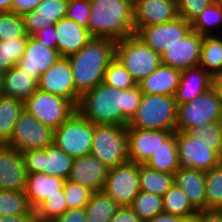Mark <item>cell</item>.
<instances>
[{
  "label": "cell",
  "mask_w": 222,
  "mask_h": 222,
  "mask_svg": "<svg viewBox=\"0 0 222 222\" xmlns=\"http://www.w3.org/2000/svg\"><path fill=\"white\" fill-rule=\"evenodd\" d=\"M142 95L138 84L121 90L102 82L83 93L76 108L93 124L127 126L140 105Z\"/></svg>",
  "instance_id": "6da1fadb"
},
{
  "label": "cell",
  "mask_w": 222,
  "mask_h": 222,
  "mask_svg": "<svg viewBox=\"0 0 222 222\" xmlns=\"http://www.w3.org/2000/svg\"><path fill=\"white\" fill-rule=\"evenodd\" d=\"M115 44L112 39L92 38L77 53L68 56L80 95L103 82L107 65L115 58Z\"/></svg>",
  "instance_id": "7a4b0ae2"
},
{
  "label": "cell",
  "mask_w": 222,
  "mask_h": 222,
  "mask_svg": "<svg viewBox=\"0 0 222 222\" xmlns=\"http://www.w3.org/2000/svg\"><path fill=\"white\" fill-rule=\"evenodd\" d=\"M88 31L113 41L135 35L133 8L122 0H90Z\"/></svg>",
  "instance_id": "3957f363"
},
{
  "label": "cell",
  "mask_w": 222,
  "mask_h": 222,
  "mask_svg": "<svg viewBox=\"0 0 222 222\" xmlns=\"http://www.w3.org/2000/svg\"><path fill=\"white\" fill-rule=\"evenodd\" d=\"M175 96L143 94L140 105L127 128L176 131Z\"/></svg>",
  "instance_id": "277c9868"
},
{
  "label": "cell",
  "mask_w": 222,
  "mask_h": 222,
  "mask_svg": "<svg viewBox=\"0 0 222 222\" xmlns=\"http://www.w3.org/2000/svg\"><path fill=\"white\" fill-rule=\"evenodd\" d=\"M115 58L138 84L161 64V57L136 35L116 41Z\"/></svg>",
  "instance_id": "5b68a950"
},
{
  "label": "cell",
  "mask_w": 222,
  "mask_h": 222,
  "mask_svg": "<svg viewBox=\"0 0 222 222\" xmlns=\"http://www.w3.org/2000/svg\"><path fill=\"white\" fill-rule=\"evenodd\" d=\"M90 154L109 169L128 162L127 126L93 124Z\"/></svg>",
  "instance_id": "8992f818"
},
{
  "label": "cell",
  "mask_w": 222,
  "mask_h": 222,
  "mask_svg": "<svg viewBox=\"0 0 222 222\" xmlns=\"http://www.w3.org/2000/svg\"><path fill=\"white\" fill-rule=\"evenodd\" d=\"M222 102L210 88L187 104L177 105L176 131H189L220 122Z\"/></svg>",
  "instance_id": "52a82bcc"
},
{
  "label": "cell",
  "mask_w": 222,
  "mask_h": 222,
  "mask_svg": "<svg viewBox=\"0 0 222 222\" xmlns=\"http://www.w3.org/2000/svg\"><path fill=\"white\" fill-rule=\"evenodd\" d=\"M93 140V123L83 117L77 110L54 129L53 144L72 158L91 153Z\"/></svg>",
  "instance_id": "ba28073f"
},
{
  "label": "cell",
  "mask_w": 222,
  "mask_h": 222,
  "mask_svg": "<svg viewBox=\"0 0 222 222\" xmlns=\"http://www.w3.org/2000/svg\"><path fill=\"white\" fill-rule=\"evenodd\" d=\"M24 109L42 124L58 128L77 110L76 106L64 97L39 89L24 102Z\"/></svg>",
  "instance_id": "9c48e42d"
},
{
  "label": "cell",
  "mask_w": 222,
  "mask_h": 222,
  "mask_svg": "<svg viewBox=\"0 0 222 222\" xmlns=\"http://www.w3.org/2000/svg\"><path fill=\"white\" fill-rule=\"evenodd\" d=\"M54 129L42 124L27 110L16 121L13 134L6 145L20 153L31 149H45L53 145Z\"/></svg>",
  "instance_id": "30bf717a"
},
{
  "label": "cell",
  "mask_w": 222,
  "mask_h": 222,
  "mask_svg": "<svg viewBox=\"0 0 222 222\" xmlns=\"http://www.w3.org/2000/svg\"><path fill=\"white\" fill-rule=\"evenodd\" d=\"M102 191L120 207L130 206L140 192L139 164L128 161L110 168Z\"/></svg>",
  "instance_id": "8fae6325"
},
{
  "label": "cell",
  "mask_w": 222,
  "mask_h": 222,
  "mask_svg": "<svg viewBox=\"0 0 222 222\" xmlns=\"http://www.w3.org/2000/svg\"><path fill=\"white\" fill-rule=\"evenodd\" d=\"M28 174L45 173L68 179L74 158L54 144L45 149H31L22 152Z\"/></svg>",
  "instance_id": "7c38bea8"
},
{
  "label": "cell",
  "mask_w": 222,
  "mask_h": 222,
  "mask_svg": "<svg viewBox=\"0 0 222 222\" xmlns=\"http://www.w3.org/2000/svg\"><path fill=\"white\" fill-rule=\"evenodd\" d=\"M176 140L181 168L209 171L222 162L215 151L187 131H176Z\"/></svg>",
  "instance_id": "4fadbf2b"
},
{
  "label": "cell",
  "mask_w": 222,
  "mask_h": 222,
  "mask_svg": "<svg viewBox=\"0 0 222 222\" xmlns=\"http://www.w3.org/2000/svg\"><path fill=\"white\" fill-rule=\"evenodd\" d=\"M192 30L191 24L183 18L152 26H140L135 35L157 54L161 55L166 47L179 42Z\"/></svg>",
  "instance_id": "5bb4252c"
},
{
  "label": "cell",
  "mask_w": 222,
  "mask_h": 222,
  "mask_svg": "<svg viewBox=\"0 0 222 222\" xmlns=\"http://www.w3.org/2000/svg\"><path fill=\"white\" fill-rule=\"evenodd\" d=\"M38 89L64 97L77 107L81 95L76 91L68 57H60L47 71L41 74Z\"/></svg>",
  "instance_id": "9a60e30c"
},
{
  "label": "cell",
  "mask_w": 222,
  "mask_h": 222,
  "mask_svg": "<svg viewBox=\"0 0 222 222\" xmlns=\"http://www.w3.org/2000/svg\"><path fill=\"white\" fill-rule=\"evenodd\" d=\"M203 36L191 30L179 42L166 47L161 64L183 71L199 65Z\"/></svg>",
  "instance_id": "2e32d148"
},
{
  "label": "cell",
  "mask_w": 222,
  "mask_h": 222,
  "mask_svg": "<svg viewBox=\"0 0 222 222\" xmlns=\"http://www.w3.org/2000/svg\"><path fill=\"white\" fill-rule=\"evenodd\" d=\"M174 132L127 128L128 161L145 164L146 161Z\"/></svg>",
  "instance_id": "e0dca14e"
},
{
  "label": "cell",
  "mask_w": 222,
  "mask_h": 222,
  "mask_svg": "<svg viewBox=\"0 0 222 222\" xmlns=\"http://www.w3.org/2000/svg\"><path fill=\"white\" fill-rule=\"evenodd\" d=\"M27 179L22 154L13 147L0 144V190H25Z\"/></svg>",
  "instance_id": "ac0fdd59"
},
{
  "label": "cell",
  "mask_w": 222,
  "mask_h": 222,
  "mask_svg": "<svg viewBox=\"0 0 222 222\" xmlns=\"http://www.w3.org/2000/svg\"><path fill=\"white\" fill-rule=\"evenodd\" d=\"M60 57L57 49L48 48L33 36H29L24 54L16 66L38 82L41 74L47 71Z\"/></svg>",
  "instance_id": "d6986e66"
},
{
  "label": "cell",
  "mask_w": 222,
  "mask_h": 222,
  "mask_svg": "<svg viewBox=\"0 0 222 222\" xmlns=\"http://www.w3.org/2000/svg\"><path fill=\"white\" fill-rule=\"evenodd\" d=\"M107 168L93 155L74 158L68 180L79 183L93 192L102 191L108 174Z\"/></svg>",
  "instance_id": "ffe728a7"
},
{
  "label": "cell",
  "mask_w": 222,
  "mask_h": 222,
  "mask_svg": "<svg viewBox=\"0 0 222 222\" xmlns=\"http://www.w3.org/2000/svg\"><path fill=\"white\" fill-rule=\"evenodd\" d=\"M68 0H41L36 9L22 16L26 34L33 36L42 28L54 25L66 17Z\"/></svg>",
  "instance_id": "44dd1931"
},
{
  "label": "cell",
  "mask_w": 222,
  "mask_h": 222,
  "mask_svg": "<svg viewBox=\"0 0 222 222\" xmlns=\"http://www.w3.org/2000/svg\"><path fill=\"white\" fill-rule=\"evenodd\" d=\"M134 11V24L152 26L175 20L178 17L177 0H140Z\"/></svg>",
  "instance_id": "7402d4cb"
},
{
  "label": "cell",
  "mask_w": 222,
  "mask_h": 222,
  "mask_svg": "<svg viewBox=\"0 0 222 222\" xmlns=\"http://www.w3.org/2000/svg\"><path fill=\"white\" fill-rule=\"evenodd\" d=\"M56 49L61 57L77 53L93 36L75 21L62 18L55 23Z\"/></svg>",
  "instance_id": "603a6c76"
},
{
  "label": "cell",
  "mask_w": 222,
  "mask_h": 222,
  "mask_svg": "<svg viewBox=\"0 0 222 222\" xmlns=\"http://www.w3.org/2000/svg\"><path fill=\"white\" fill-rule=\"evenodd\" d=\"M212 87V76L202 67L195 66L181 71L175 94L176 104H187Z\"/></svg>",
  "instance_id": "cb8c5ba5"
},
{
  "label": "cell",
  "mask_w": 222,
  "mask_h": 222,
  "mask_svg": "<svg viewBox=\"0 0 222 222\" xmlns=\"http://www.w3.org/2000/svg\"><path fill=\"white\" fill-rule=\"evenodd\" d=\"M181 71L160 64L149 76L138 83L143 94L175 96Z\"/></svg>",
  "instance_id": "d4e9b609"
},
{
  "label": "cell",
  "mask_w": 222,
  "mask_h": 222,
  "mask_svg": "<svg viewBox=\"0 0 222 222\" xmlns=\"http://www.w3.org/2000/svg\"><path fill=\"white\" fill-rule=\"evenodd\" d=\"M174 183L197 211L205 210V171L179 167L174 173Z\"/></svg>",
  "instance_id": "484cf974"
},
{
  "label": "cell",
  "mask_w": 222,
  "mask_h": 222,
  "mask_svg": "<svg viewBox=\"0 0 222 222\" xmlns=\"http://www.w3.org/2000/svg\"><path fill=\"white\" fill-rule=\"evenodd\" d=\"M65 179L45 173L28 174L25 194L30 206L35 209L46 197L60 194Z\"/></svg>",
  "instance_id": "4316f807"
},
{
  "label": "cell",
  "mask_w": 222,
  "mask_h": 222,
  "mask_svg": "<svg viewBox=\"0 0 222 222\" xmlns=\"http://www.w3.org/2000/svg\"><path fill=\"white\" fill-rule=\"evenodd\" d=\"M37 89L38 82L17 66L10 68L3 74L1 94L4 96L12 97L24 103Z\"/></svg>",
  "instance_id": "83f0119b"
},
{
  "label": "cell",
  "mask_w": 222,
  "mask_h": 222,
  "mask_svg": "<svg viewBox=\"0 0 222 222\" xmlns=\"http://www.w3.org/2000/svg\"><path fill=\"white\" fill-rule=\"evenodd\" d=\"M144 165L162 173H175L180 167L176 131L153 152Z\"/></svg>",
  "instance_id": "f1b7e54d"
},
{
  "label": "cell",
  "mask_w": 222,
  "mask_h": 222,
  "mask_svg": "<svg viewBox=\"0 0 222 222\" xmlns=\"http://www.w3.org/2000/svg\"><path fill=\"white\" fill-rule=\"evenodd\" d=\"M24 103L9 96L0 95V144H6L12 134Z\"/></svg>",
  "instance_id": "f546056e"
},
{
  "label": "cell",
  "mask_w": 222,
  "mask_h": 222,
  "mask_svg": "<svg viewBox=\"0 0 222 222\" xmlns=\"http://www.w3.org/2000/svg\"><path fill=\"white\" fill-rule=\"evenodd\" d=\"M199 66L211 76L222 73V35L203 36Z\"/></svg>",
  "instance_id": "4dcf8cb0"
},
{
  "label": "cell",
  "mask_w": 222,
  "mask_h": 222,
  "mask_svg": "<svg viewBox=\"0 0 222 222\" xmlns=\"http://www.w3.org/2000/svg\"><path fill=\"white\" fill-rule=\"evenodd\" d=\"M173 184L174 174L162 173L139 164L140 190L163 197Z\"/></svg>",
  "instance_id": "1f68e13d"
},
{
  "label": "cell",
  "mask_w": 222,
  "mask_h": 222,
  "mask_svg": "<svg viewBox=\"0 0 222 222\" xmlns=\"http://www.w3.org/2000/svg\"><path fill=\"white\" fill-rule=\"evenodd\" d=\"M119 207L103 191L93 192L84 208L87 222H109Z\"/></svg>",
  "instance_id": "d6a6232c"
},
{
  "label": "cell",
  "mask_w": 222,
  "mask_h": 222,
  "mask_svg": "<svg viewBox=\"0 0 222 222\" xmlns=\"http://www.w3.org/2000/svg\"><path fill=\"white\" fill-rule=\"evenodd\" d=\"M163 210L166 213L181 216L186 220H191L197 213L185 192L175 183L163 195Z\"/></svg>",
  "instance_id": "836d02e7"
},
{
  "label": "cell",
  "mask_w": 222,
  "mask_h": 222,
  "mask_svg": "<svg viewBox=\"0 0 222 222\" xmlns=\"http://www.w3.org/2000/svg\"><path fill=\"white\" fill-rule=\"evenodd\" d=\"M191 27L192 30L202 36L221 34L222 30L220 31V28H222V5L215 1L208 7L204 8L199 16L191 23ZM217 28L219 31H216L218 30Z\"/></svg>",
  "instance_id": "e575fe53"
},
{
  "label": "cell",
  "mask_w": 222,
  "mask_h": 222,
  "mask_svg": "<svg viewBox=\"0 0 222 222\" xmlns=\"http://www.w3.org/2000/svg\"><path fill=\"white\" fill-rule=\"evenodd\" d=\"M205 210H222V162L205 171Z\"/></svg>",
  "instance_id": "d590c367"
},
{
  "label": "cell",
  "mask_w": 222,
  "mask_h": 222,
  "mask_svg": "<svg viewBox=\"0 0 222 222\" xmlns=\"http://www.w3.org/2000/svg\"><path fill=\"white\" fill-rule=\"evenodd\" d=\"M129 207L145 222L164 212L163 197L140 190Z\"/></svg>",
  "instance_id": "8d00e7d4"
},
{
  "label": "cell",
  "mask_w": 222,
  "mask_h": 222,
  "mask_svg": "<svg viewBox=\"0 0 222 222\" xmlns=\"http://www.w3.org/2000/svg\"><path fill=\"white\" fill-rule=\"evenodd\" d=\"M32 209L25 190H0V216L27 214Z\"/></svg>",
  "instance_id": "74e56055"
},
{
  "label": "cell",
  "mask_w": 222,
  "mask_h": 222,
  "mask_svg": "<svg viewBox=\"0 0 222 222\" xmlns=\"http://www.w3.org/2000/svg\"><path fill=\"white\" fill-rule=\"evenodd\" d=\"M29 37L0 41V73H6L22 58Z\"/></svg>",
  "instance_id": "f35d334b"
},
{
  "label": "cell",
  "mask_w": 222,
  "mask_h": 222,
  "mask_svg": "<svg viewBox=\"0 0 222 222\" xmlns=\"http://www.w3.org/2000/svg\"><path fill=\"white\" fill-rule=\"evenodd\" d=\"M67 210L63 189L60 190V194H53L46 197L35 208L37 220L49 222H53Z\"/></svg>",
  "instance_id": "ab89813d"
},
{
  "label": "cell",
  "mask_w": 222,
  "mask_h": 222,
  "mask_svg": "<svg viewBox=\"0 0 222 222\" xmlns=\"http://www.w3.org/2000/svg\"><path fill=\"white\" fill-rule=\"evenodd\" d=\"M103 83L121 90L137 85L131 74L116 58L107 65Z\"/></svg>",
  "instance_id": "60d3db41"
},
{
  "label": "cell",
  "mask_w": 222,
  "mask_h": 222,
  "mask_svg": "<svg viewBox=\"0 0 222 222\" xmlns=\"http://www.w3.org/2000/svg\"><path fill=\"white\" fill-rule=\"evenodd\" d=\"M194 138L202 141L209 149L222 158V123H209L201 128L188 131Z\"/></svg>",
  "instance_id": "b9f144b4"
},
{
  "label": "cell",
  "mask_w": 222,
  "mask_h": 222,
  "mask_svg": "<svg viewBox=\"0 0 222 222\" xmlns=\"http://www.w3.org/2000/svg\"><path fill=\"white\" fill-rule=\"evenodd\" d=\"M17 37H29L26 34L22 16L14 12L0 13V41H9Z\"/></svg>",
  "instance_id": "7bdbcfd3"
},
{
  "label": "cell",
  "mask_w": 222,
  "mask_h": 222,
  "mask_svg": "<svg viewBox=\"0 0 222 222\" xmlns=\"http://www.w3.org/2000/svg\"><path fill=\"white\" fill-rule=\"evenodd\" d=\"M63 192L68 210L85 208L93 193L89 188L81 186L79 183L72 182L68 179L65 181Z\"/></svg>",
  "instance_id": "ee69618b"
},
{
  "label": "cell",
  "mask_w": 222,
  "mask_h": 222,
  "mask_svg": "<svg viewBox=\"0 0 222 222\" xmlns=\"http://www.w3.org/2000/svg\"><path fill=\"white\" fill-rule=\"evenodd\" d=\"M215 0H177L178 17L192 23L204 8L211 5Z\"/></svg>",
  "instance_id": "f6af8a7d"
},
{
  "label": "cell",
  "mask_w": 222,
  "mask_h": 222,
  "mask_svg": "<svg viewBox=\"0 0 222 222\" xmlns=\"http://www.w3.org/2000/svg\"><path fill=\"white\" fill-rule=\"evenodd\" d=\"M66 18L88 29L90 18V0H68Z\"/></svg>",
  "instance_id": "bcb514c9"
},
{
  "label": "cell",
  "mask_w": 222,
  "mask_h": 222,
  "mask_svg": "<svg viewBox=\"0 0 222 222\" xmlns=\"http://www.w3.org/2000/svg\"><path fill=\"white\" fill-rule=\"evenodd\" d=\"M42 45L48 48L56 49V33L55 24L48 28L40 29L36 34L33 35Z\"/></svg>",
  "instance_id": "7dc6e473"
},
{
  "label": "cell",
  "mask_w": 222,
  "mask_h": 222,
  "mask_svg": "<svg viewBox=\"0 0 222 222\" xmlns=\"http://www.w3.org/2000/svg\"><path fill=\"white\" fill-rule=\"evenodd\" d=\"M109 222H143L129 206L119 207Z\"/></svg>",
  "instance_id": "c3c4849f"
},
{
  "label": "cell",
  "mask_w": 222,
  "mask_h": 222,
  "mask_svg": "<svg viewBox=\"0 0 222 222\" xmlns=\"http://www.w3.org/2000/svg\"><path fill=\"white\" fill-rule=\"evenodd\" d=\"M53 222H87L84 208L69 209Z\"/></svg>",
  "instance_id": "681fc988"
},
{
  "label": "cell",
  "mask_w": 222,
  "mask_h": 222,
  "mask_svg": "<svg viewBox=\"0 0 222 222\" xmlns=\"http://www.w3.org/2000/svg\"><path fill=\"white\" fill-rule=\"evenodd\" d=\"M191 220L193 222H222V210H199Z\"/></svg>",
  "instance_id": "f907efd6"
},
{
  "label": "cell",
  "mask_w": 222,
  "mask_h": 222,
  "mask_svg": "<svg viewBox=\"0 0 222 222\" xmlns=\"http://www.w3.org/2000/svg\"><path fill=\"white\" fill-rule=\"evenodd\" d=\"M41 2V0H13L12 12L17 15L23 16L29 11L36 9V6Z\"/></svg>",
  "instance_id": "816d5d0a"
},
{
  "label": "cell",
  "mask_w": 222,
  "mask_h": 222,
  "mask_svg": "<svg viewBox=\"0 0 222 222\" xmlns=\"http://www.w3.org/2000/svg\"><path fill=\"white\" fill-rule=\"evenodd\" d=\"M36 212L32 209L27 214L15 215V216H0V222H35Z\"/></svg>",
  "instance_id": "f5cc1de1"
},
{
  "label": "cell",
  "mask_w": 222,
  "mask_h": 222,
  "mask_svg": "<svg viewBox=\"0 0 222 222\" xmlns=\"http://www.w3.org/2000/svg\"><path fill=\"white\" fill-rule=\"evenodd\" d=\"M186 221L187 220L181 216L163 212L145 222H186Z\"/></svg>",
  "instance_id": "db71d44e"
},
{
  "label": "cell",
  "mask_w": 222,
  "mask_h": 222,
  "mask_svg": "<svg viewBox=\"0 0 222 222\" xmlns=\"http://www.w3.org/2000/svg\"><path fill=\"white\" fill-rule=\"evenodd\" d=\"M218 98L222 102V73H218L214 76H212V87H211Z\"/></svg>",
  "instance_id": "11a10c76"
},
{
  "label": "cell",
  "mask_w": 222,
  "mask_h": 222,
  "mask_svg": "<svg viewBox=\"0 0 222 222\" xmlns=\"http://www.w3.org/2000/svg\"><path fill=\"white\" fill-rule=\"evenodd\" d=\"M13 0H0V13L12 11Z\"/></svg>",
  "instance_id": "9f6ffc18"
},
{
  "label": "cell",
  "mask_w": 222,
  "mask_h": 222,
  "mask_svg": "<svg viewBox=\"0 0 222 222\" xmlns=\"http://www.w3.org/2000/svg\"><path fill=\"white\" fill-rule=\"evenodd\" d=\"M122 1L126 2L130 7L134 9L140 0H122Z\"/></svg>",
  "instance_id": "6f0895ef"
},
{
  "label": "cell",
  "mask_w": 222,
  "mask_h": 222,
  "mask_svg": "<svg viewBox=\"0 0 222 222\" xmlns=\"http://www.w3.org/2000/svg\"><path fill=\"white\" fill-rule=\"evenodd\" d=\"M2 80H3V74L0 73V95H1V89H2Z\"/></svg>",
  "instance_id": "680465c9"
},
{
  "label": "cell",
  "mask_w": 222,
  "mask_h": 222,
  "mask_svg": "<svg viewBox=\"0 0 222 222\" xmlns=\"http://www.w3.org/2000/svg\"><path fill=\"white\" fill-rule=\"evenodd\" d=\"M215 1L219 2L222 5V0H215Z\"/></svg>",
  "instance_id": "91938a15"
},
{
  "label": "cell",
  "mask_w": 222,
  "mask_h": 222,
  "mask_svg": "<svg viewBox=\"0 0 222 222\" xmlns=\"http://www.w3.org/2000/svg\"><path fill=\"white\" fill-rule=\"evenodd\" d=\"M35 222H49V221H40V220H36Z\"/></svg>",
  "instance_id": "94428289"
}]
</instances>
